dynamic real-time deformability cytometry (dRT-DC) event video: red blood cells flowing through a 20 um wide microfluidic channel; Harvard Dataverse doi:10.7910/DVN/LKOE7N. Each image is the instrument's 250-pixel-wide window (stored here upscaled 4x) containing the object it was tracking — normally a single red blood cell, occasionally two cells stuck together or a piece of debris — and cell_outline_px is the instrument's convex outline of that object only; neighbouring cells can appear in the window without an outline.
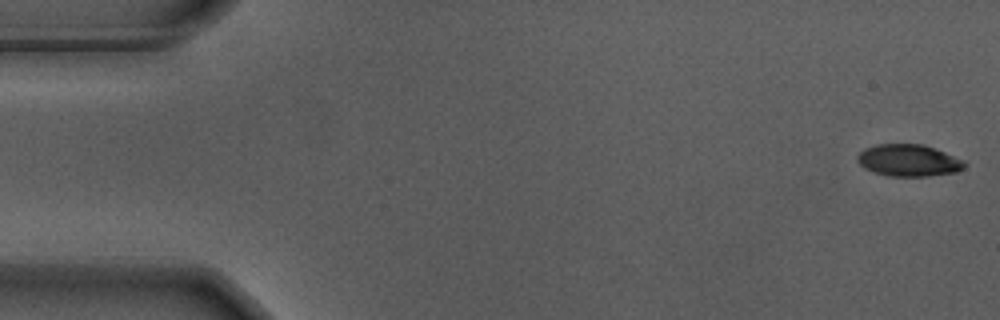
{"species": "Egyptian fruit bat (a non-hibernating species)", "species_latin": "Rousettus aegyptiacus", "temperature_condition": "warm", "stored_images_in_passage": 55, "camera_frame_rate_fps": 3000, "um_per_image_px": 0.085, "animal": {"sex": "male"}, "frame": {"image": 1, "passage_image": 1, "time_ms": 0.0, "image_size_px": [1000, 320], "cell_outline_px": [[964, 168], [956, 172], [928, 176], [888, 176], [864, 168], [856, 160], [856, 156], [864, 148], [876, 144], [924, 144], [944, 152], [960, 160], [964, 164]], "centroid_in_image_um": [77.17, 13.63], "position_along_channel_um": 7.8, "area_um2": 19.71}}
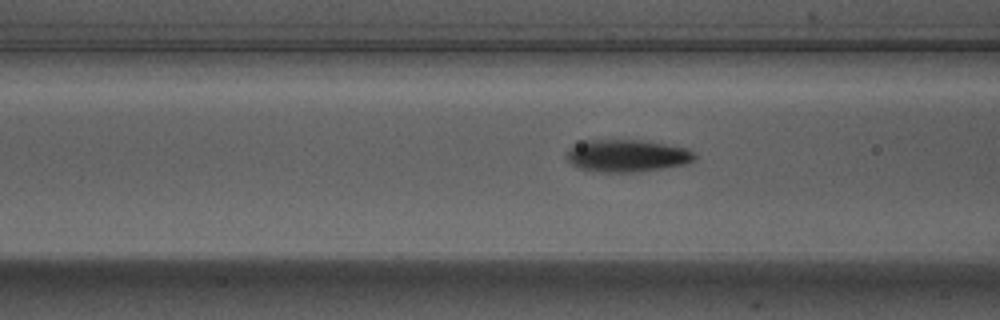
{"frame": {"image": 2, "passage_image": 21, "time_ms": 6.667, "image_size_px": [1000, 320], "cell_outline_px": [[696, 160], [684, 164], [640, 172], [604, 172], [580, 168], [572, 164], [568, 160], [568, 152], [572, 148], [584, 140], [640, 140], [688, 148], [696, 156]], "centroid_in_image_um": [53.34, 13.24], "position_along_channel_um": 113.3, "area_um2": 23.76}}
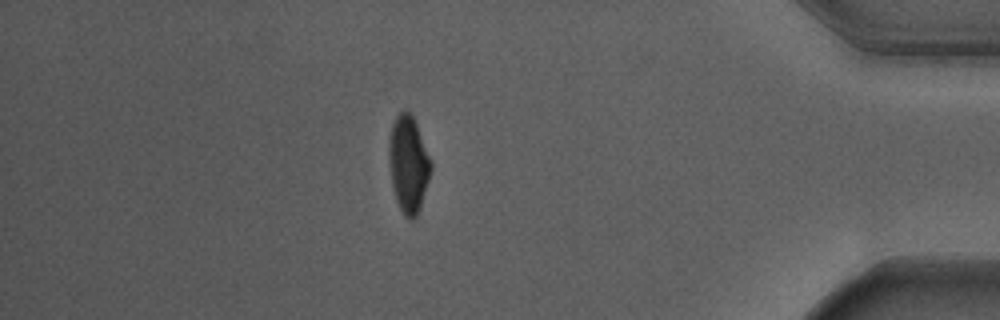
{"frame": {"image": 3, "passage_image": 48, "time_ms": 15.667, "image_size_px": [1000, 320], "cell_outline_px": [[432, 168], [420, 208], [416, 216], [412, 220], [408, 220], [404, 216], [396, 200], [392, 184], [388, 156], [388, 144], [392, 124], [396, 116], [400, 112], [408, 112], [412, 116], [416, 124], [432, 160]], "centroid_in_image_um": [34.71, 13.97], "position_along_channel_um": 400.5, "area_um2": 23.58}, "authors_computed_cell_mechanics": {"area_um2": 22.7732, "velocity_mm_per_s": 3.6888, "shape_relaxation_time_tau1_ms": 2.707, "shape_relaxation_time_tau2_ms": 1.0507, "deformation_change_tau1": 0.1857, "deformation_change_tau2": 0.065}}